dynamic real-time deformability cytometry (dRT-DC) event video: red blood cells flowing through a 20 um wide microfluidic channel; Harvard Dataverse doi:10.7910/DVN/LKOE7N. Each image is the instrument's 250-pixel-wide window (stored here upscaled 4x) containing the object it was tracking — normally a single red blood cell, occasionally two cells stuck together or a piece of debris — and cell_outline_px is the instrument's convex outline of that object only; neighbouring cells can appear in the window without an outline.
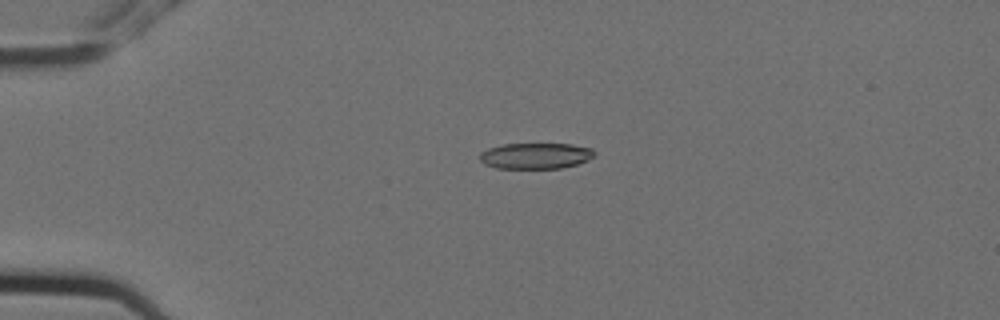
{"species": "Egyptian fruit bat (a non-hibernating species)", "species_latin": "Rousettus aegyptiacus", "temperature_condition": "cold", "stored_images_in_passage": 6, "camera_frame_rate_fps": 3000, "um_per_image_px": 0.085, "animal": {"sex": "female"}, "frame": {"image": 1, "passage_image": 5, "time_ms": 1.333, "image_size_px": [1000, 320], "cell_outline_px": [[596, 156], [588, 160], [576, 164], [560, 168], [496, 168], [484, 164], [480, 160], [480, 152], [488, 148], [504, 144], [572, 144], [592, 148], [596, 152]], "centroid_in_image_um": [45.54, 13.24], "position_along_channel_um": 39.5, "area_um2": 17.4}}